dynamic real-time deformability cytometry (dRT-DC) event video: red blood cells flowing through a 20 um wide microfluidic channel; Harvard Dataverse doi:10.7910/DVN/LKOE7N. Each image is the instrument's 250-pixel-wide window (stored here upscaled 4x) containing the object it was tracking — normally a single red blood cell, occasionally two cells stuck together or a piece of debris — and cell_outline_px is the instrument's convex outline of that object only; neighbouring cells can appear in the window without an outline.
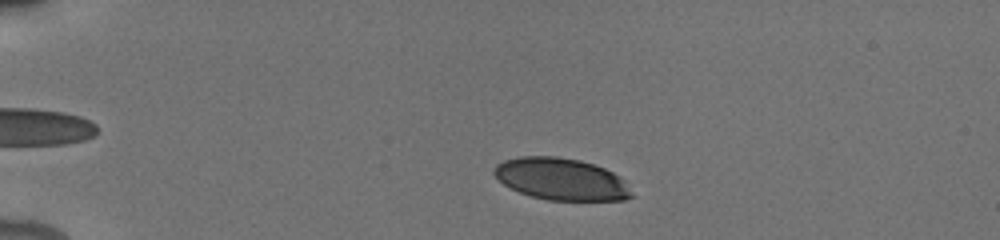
{"species": "human", "species_latin": "Homo sapiens", "temperature_condition": "cold", "stored_images_in_passage": 41, "camera_frame_rate_fps": 3000, "um_per_image_px": 0.085, "donor": {"sex": "male"}, "frame": {"image": 1, "passage_image": 5, "time_ms": 1.333, "image_size_px": [1000, 240], "cell_outline_px": [[636, 196], [624, 200], [548, 200], [532, 196], [520, 192], [504, 184], [492, 172], [492, 168], [496, 164], [504, 160], [520, 156], [556, 156], [580, 160], [604, 168], [620, 176], [624, 180]], "centroid_in_image_um": [47.72, 15.22], "position_along_channel_um": 37.3, "area_um2": 33.7}}
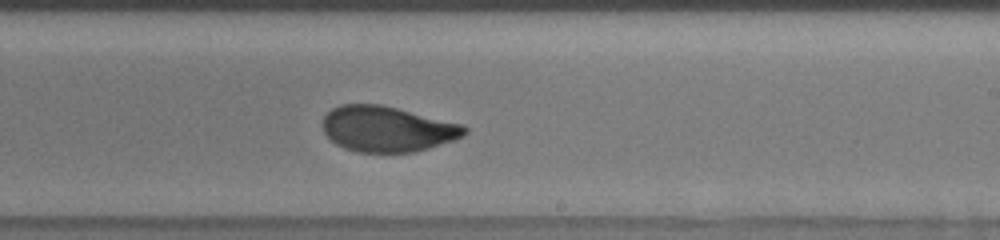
{"frame": {"image": 2, "passage_image": 24, "time_ms": 8.667, "image_size_px": [1000, 240], "cell_outline_px": [[468, 132], [464, 136], [416, 152], [356, 152], [344, 148], [336, 144], [324, 132], [324, 116], [332, 108], [340, 104], [380, 104], [460, 124], [468, 128]], "centroid_in_image_um": [32.9, 10.97], "position_along_channel_um": 256.1, "area_um2": 37.28}}
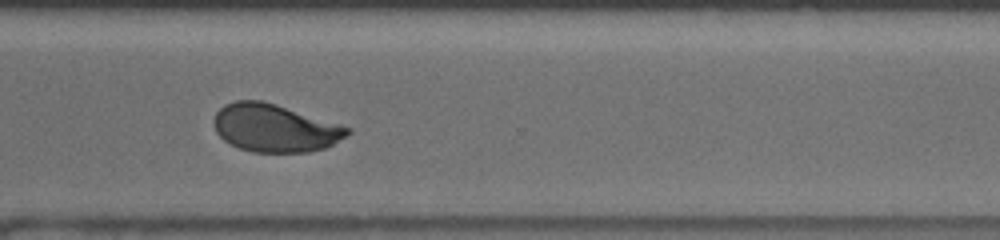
{"frame": {"image": 3, "passage_image": 30, "time_ms": 11.0, "image_size_px": [1000, 240], "cell_outline_px": [[352, 132], [348, 136], [324, 148], [308, 152], [252, 152], [240, 148], [224, 140], [216, 132], [212, 120], [216, 112], [224, 104], [236, 100], [260, 100], [276, 104], [340, 124], [352, 128]], "centroid_in_image_um": [23.36, 10.88], "position_along_channel_um": 347.2, "area_um2": 37.28}, "authors_computed_cell_mechanics": {"area_um2": 37.3966, "velocity_mm_per_s": 3.8988, "shape_relaxation_time_tau1_ms": 3.5551, "shape_relaxation_time_tau2_ms": 0.8531, "deformation_change_tau1": 0.1588, "deformation_change_tau2": 0.0586}}